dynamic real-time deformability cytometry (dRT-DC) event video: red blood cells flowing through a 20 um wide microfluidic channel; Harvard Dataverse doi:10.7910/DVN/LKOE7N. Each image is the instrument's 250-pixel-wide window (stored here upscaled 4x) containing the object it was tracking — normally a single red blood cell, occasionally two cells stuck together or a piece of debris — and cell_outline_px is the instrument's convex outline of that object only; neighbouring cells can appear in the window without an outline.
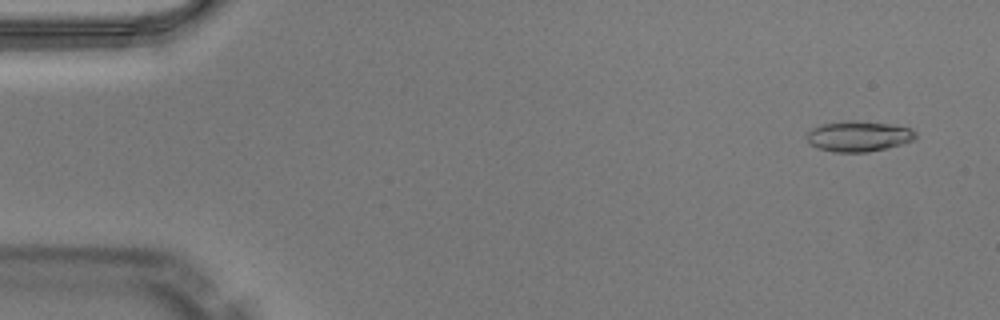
{"species": "Egyptian fruit bat (a non-hibernating species)", "species_latin": "Rousettus aegyptiacus", "temperature_condition": "warm", "stored_images_in_passage": 49, "camera_frame_rate_fps": 3000, "um_per_image_px": 0.085, "animal": {"sex": "male"}, "frame": {"image": 1, "passage_image": 3, "time_ms": 0.667, "image_size_px": [1000, 320], "cell_outline_px": [[916, 136], [912, 140], [900, 144], [868, 152], [832, 152], [816, 148], [808, 140], [808, 132], [812, 128], [820, 124], [848, 120], [852, 120], [892, 124], [912, 128], [916, 132]], "centroid_in_image_um": [72.97, 11.57], "position_along_channel_um": 12.0, "area_um2": 19.31}}
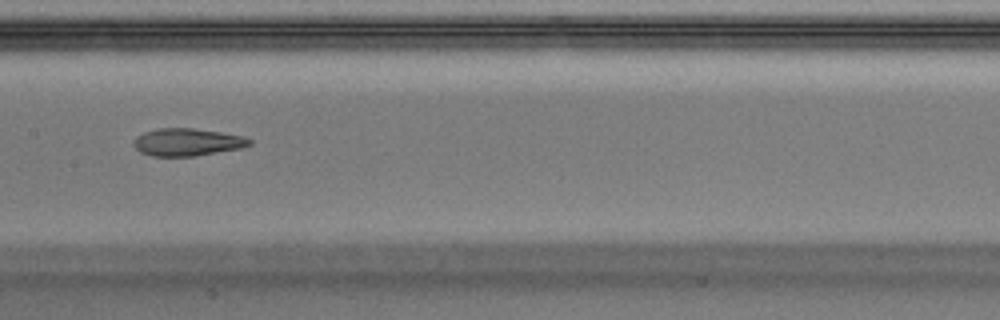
{"frame": {"image": 2, "passage_image": 25, "time_ms": 8.0, "image_size_px": [1000, 320], "cell_outline_px": [[252, 144], [240, 148], [196, 156], [152, 156], [140, 152], [132, 144], [132, 140], [136, 136], [144, 132], [160, 128], [192, 128], [220, 132], [244, 136], [252, 140]], "centroid_in_image_um": [15.89, 12.08], "position_along_channel_um": 191.5, "area_um2": 18.61}}
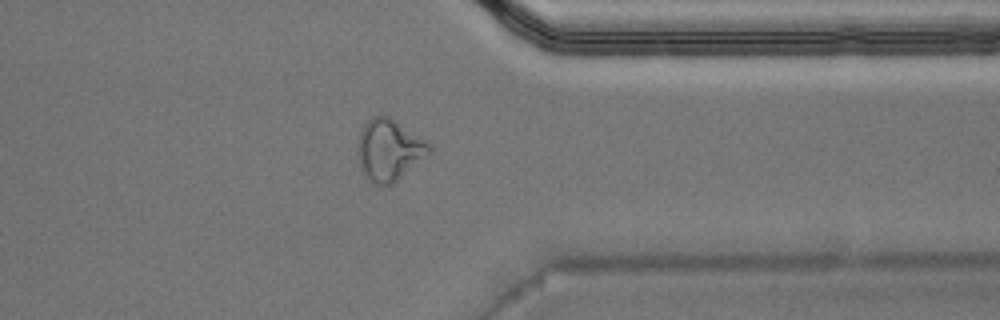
{"frame": {"image": 3, "passage_image": 39, "time_ms": 12.667, "image_size_px": [1000, 320], "cell_outline_px": [[432, 152], [392, 184], [376, 184], [368, 176], [360, 164], [360, 132], [364, 124], [372, 116], [388, 116], [428, 140], [432, 144]], "centroid_in_image_um": [33.17, 12.7], "position_along_channel_um": 378.2, "area_um2": 24.91}, "authors_computed_cell_mechanics": {"area_um2": 19.2474, "velocity_mm_per_s": 4.1127, "shape_relaxation_time_tau1_ms": null, "shape_relaxation_time_tau2_ms": 3.6276, "deformation_change_tau1": null, "deformation_change_tau2": 0.1373}}